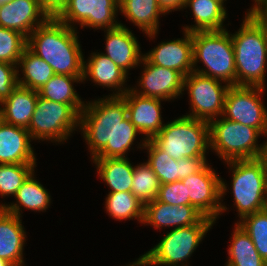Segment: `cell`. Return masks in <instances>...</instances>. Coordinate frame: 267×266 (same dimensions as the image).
Returning a JSON list of instances; mask_svg holds the SVG:
<instances>
[{
  "mask_svg": "<svg viewBox=\"0 0 267 266\" xmlns=\"http://www.w3.org/2000/svg\"><path fill=\"white\" fill-rule=\"evenodd\" d=\"M79 130L91 159L127 157L126 153L140 134L127 117L124 98L110 95L85 102Z\"/></svg>",
  "mask_w": 267,
  "mask_h": 266,
  "instance_id": "cell-1",
  "label": "cell"
},
{
  "mask_svg": "<svg viewBox=\"0 0 267 266\" xmlns=\"http://www.w3.org/2000/svg\"><path fill=\"white\" fill-rule=\"evenodd\" d=\"M76 29L50 17L27 37V47L50 65L55 74L83 77L85 57Z\"/></svg>",
  "mask_w": 267,
  "mask_h": 266,
  "instance_id": "cell-2",
  "label": "cell"
},
{
  "mask_svg": "<svg viewBox=\"0 0 267 266\" xmlns=\"http://www.w3.org/2000/svg\"><path fill=\"white\" fill-rule=\"evenodd\" d=\"M236 86L265 88L267 69V24L255 14H246L235 34Z\"/></svg>",
  "mask_w": 267,
  "mask_h": 266,
  "instance_id": "cell-3",
  "label": "cell"
},
{
  "mask_svg": "<svg viewBox=\"0 0 267 266\" xmlns=\"http://www.w3.org/2000/svg\"><path fill=\"white\" fill-rule=\"evenodd\" d=\"M227 29L191 32L193 71L236 86V67L231 33ZM203 63L204 67L196 65Z\"/></svg>",
  "mask_w": 267,
  "mask_h": 266,
  "instance_id": "cell-4",
  "label": "cell"
},
{
  "mask_svg": "<svg viewBox=\"0 0 267 266\" xmlns=\"http://www.w3.org/2000/svg\"><path fill=\"white\" fill-rule=\"evenodd\" d=\"M214 224L203 217L196 225L171 228L157 245L127 266H188L187 261Z\"/></svg>",
  "mask_w": 267,
  "mask_h": 266,
  "instance_id": "cell-5",
  "label": "cell"
},
{
  "mask_svg": "<svg viewBox=\"0 0 267 266\" xmlns=\"http://www.w3.org/2000/svg\"><path fill=\"white\" fill-rule=\"evenodd\" d=\"M151 141L176 160L206 157L207 150H210L209 122L182 115L165 123Z\"/></svg>",
  "mask_w": 267,
  "mask_h": 266,
  "instance_id": "cell-6",
  "label": "cell"
},
{
  "mask_svg": "<svg viewBox=\"0 0 267 266\" xmlns=\"http://www.w3.org/2000/svg\"><path fill=\"white\" fill-rule=\"evenodd\" d=\"M232 171L230 187L239 220L267 208V167L261 157L225 162Z\"/></svg>",
  "mask_w": 267,
  "mask_h": 266,
  "instance_id": "cell-7",
  "label": "cell"
},
{
  "mask_svg": "<svg viewBox=\"0 0 267 266\" xmlns=\"http://www.w3.org/2000/svg\"><path fill=\"white\" fill-rule=\"evenodd\" d=\"M210 150L224 162L255 159L262 156L263 143L258 145V129L220 116L209 122Z\"/></svg>",
  "mask_w": 267,
  "mask_h": 266,
  "instance_id": "cell-8",
  "label": "cell"
},
{
  "mask_svg": "<svg viewBox=\"0 0 267 266\" xmlns=\"http://www.w3.org/2000/svg\"><path fill=\"white\" fill-rule=\"evenodd\" d=\"M80 114L70 105L38 97L27 128L33 140L66 142L79 129Z\"/></svg>",
  "mask_w": 267,
  "mask_h": 266,
  "instance_id": "cell-9",
  "label": "cell"
},
{
  "mask_svg": "<svg viewBox=\"0 0 267 266\" xmlns=\"http://www.w3.org/2000/svg\"><path fill=\"white\" fill-rule=\"evenodd\" d=\"M207 164L201 171L182 179L186 205H192L204 217L214 222L227 208L223 202L228 189L226 182Z\"/></svg>",
  "mask_w": 267,
  "mask_h": 266,
  "instance_id": "cell-10",
  "label": "cell"
},
{
  "mask_svg": "<svg viewBox=\"0 0 267 266\" xmlns=\"http://www.w3.org/2000/svg\"><path fill=\"white\" fill-rule=\"evenodd\" d=\"M222 82L194 71L185 76L183 91H188L191 105V112L185 116L207 122L222 116L225 97L230 88L229 84Z\"/></svg>",
  "mask_w": 267,
  "mask_h": 266,
  "instance_id": "cell-11",
  "label": "cell"
},
{
  "mask_svg": "<svg viewBox=\"0 0 267 266\" xmlns=\"http://www.w3.org/2000/svg\"><path fill=\"white\" fill-rule=\"evenodd\" d=\"M118 11L119 0H68L55 18L71 28L79 24L81 28L107 30L120 26Z\"/></svg>",
  "mask_w": 267,
  "mask_h": 266,
  "instance_id": "cell-12",
  "label": "cell"
},
{
  "mask_svg": "<svg viewBox=\"0 0 267 266\" xmlns=\"http://www.w3.org/2000/svg\"><path fill=\"white\" fill-rule=\"evenodd\" d=\"M263 87L230 86L225 97L223 117L267 133V107Z\"/></svg>",
  "mask_w": 267,
  "mask_h": 266,
  "instance_id": "cell-13",
  "label": "cell"
},
{
  "mask_svg": "<svg viewBox=\"0 0 267 266\" xmlns=\"http://www.w3.org/2000/svg\"><path fill=\"white\" fill-rule=\"evenodd\" d=\"M140 64L143 71L137 86L141 91L137 86L130 87L135 93L164 101L174 100L183 94L184 76L180 72L151 64L144 56Z\"/></svg>",
  "mask_w": 267,
  "mask_h": 266,
  "instance_id": "cell-14",
  "label": "cell"
},
{
  "mask_svg": "<svg viewBox=\"0 0 267 266\" xmlns=\"http://www.w3.org/2000/svg\"><path fill=\"white\" fill-rule=\"evenodd\" d=\"M138 146L137 148L147 150L148 160L146 162L151 166L160 184L187 178L201 171L208 164L206 157L173 159L159 149L151 140L143 139Z\"/></svg>",
  "mask_w": 267,
  "mask_h": 266,
  "instance_id": "cell-15",
  "label": "cell"
},
{
  "mask_svg": "<svg viewBox=\"0 0 267 266\" xmlns=\"http://www.w3.org/2000/svg\"><path fill=\"white\" fill-rule=\"evenodd\" d=\"M127 106V117L145 140H151L163 128L161 101L135 93L131 88L122 95ZM145 136V137H144Z\"/></svg>",
  "mask_w": 267,
  "mask_h": 266,
  "instance_id": "cell-16",
  "label": "cell"
},
{
  "mask_svg": "<svg viewBox=\"0 0 267 266\" xmlns=\"http://www.w3.org/2000/svg\"><path fill=\"white\" fill-rule=\"evenodd\" d=\"M50 16L37 0H10L0 2V26L13 29L28 37Z\"/></svg>",
  "mask_w": 267,
  "mask_h": 266,
  "instance_id": "cell-17",
  "label": "cell"
},
{
  "mask_svg": "<svg viewBox=\"0 0 267 266\" xmlns=\"http://www.w3.org/2000/svg\"><path fill=\"white\" fill-rule=\"evenodd\" d=\"M183 38L162 41L144 54L154 65L180 72L184 77L193 72V41L191 33L183 30Z\"/></svg>",
  "mask_w": 267,
  "mask_h": 266,
  "instance_id": "cell-18",
  "label": "cell"
},
{
  "mask_svg": "<svg viewBox=\"0 0 267 266\" xmlns=\"http://www.w3.org/2000/svg\"><path fill=\"white\" fill-rule=\"evenodd\" d=\"M105 34V51L101 52L110 58L118 67L129 74V70L140 66L144 56L134 33L120 21V26L103 30Z\"/></svg>",
  "mask_w": 267,
  "mask_h": 266,
  "instance_id": "cell-19",
  "label": "cell"
},
{
  "mask_svg": "<svg viewBox=\"0 0 267 266\" xmlns=\"http://www.w3.org/2000/svg\"><path fill=\"white\" fill-rule=\"evenodd\" d=\"M204 216L192 205H170L157 199L144 205L142 224L151 225L155 229L162 227H187L196 225Z\"/></svg>",
  "mask_w": 267,
  "mask_h": 266,
  "instance_id": "cell-20",
  "label": "cell"
},
{
  "mask_svg": "<svg viewBox=\"0 0 267 266\" xmlns=\"http://www.w3.org/2000/svg\"><path fill=\"white\" fill-rule=\"evenodd\" d=\"M30 133L0 119V164H36Z\"/></svg>",
  "mask_w": 267,
  "mask_h": 266,
  "instance_id": "cell-21",
  "label": "cell"
},
{
  "mask_svg": "<svg viewBox=\"0 0 267 266\" xmlns=\"http://www.w3.org/2000/svg\"><path fill=\"white\" fill-rule=\"evenodd\" d=\"M87 79L114 90L110 96H122L130 89L125 86L128 74L101 52H93L87 61L84 59L83 82Z\"/></svg>",
  "mask_w": 267,
  "mask_h": 266,
  "instance_id": "cell-22",
  "label": "cell"
},
{
  "mask_svg": "<svg viewBox=\"0 0 267 266\" xmlns=\"http://www.w3.org/2000/svg\"><path fill=\"white\" fill-rule=\"evenodd\" d=\"M20 217L0 208V258L13 266H25L23 260L26 231Z\"/></svg>",
  "mask_w": 267,
  "mask_h": 266,
  "instance_id": "cell-23",
  "label": "cell"
},
{
  "mask_svg": "<svg viewBox=\"0 0 267 266\" xmlns=\"http://www.w3.org/2000/svg\"><path fill=\"white\" fill-rule=\"evenodd\" d=\"M38 97L37 90L17 85L12 93L0 102V119L6 123L27 129Z\"/></svg>",
  "mask_w": 267,
  "mask_h": 266,
  "instance_id": "cell-24",
  "label": "cell"
},
{
  "mask_svg": "<svg viewBox=\"0 0 267 266\" xmlns=\"http://www.w3.org/2000/svg\"><path fill=\"white\" fill-rule=\"evenodd\" d=\"M119 11L150 39L157 36L159 19L165 15L157 0H119Z\"/></svg>",
  "mask_w": 267,
  "mask_h": 266,
  "instance_id": "cell-25",
  "label": "cell"
},
{
  "mask_svg": "<svg viewBox=\"0 0 267 266\" xmlns=\"http://www.w3.org/2000/svg\"><path fill=\"white\" fill-rule=\"evenodd\" d=\"M34 174L35 171L28 176L21 188L16 192L14 196L16 202L9 205L6 203L0 204V208L20 218L22 217V208L36 212L46 211L51 204V195H49L48 189L44 188L34 177Z\"/></svg>",
  "mask_w": 267,
  "mask_h": 266,
  "instance_id": "cell-26",
  "label": "cell"
},
{
  "mask_svg": "<svg viewBox=\"0 0 267 266\" xmlns=\"http://www.w3.org/2000/svg\"><path fill=\"white\" fill-rule=\"evenodd\" d=\"M220 0H186L184 9L191 8L195 25L183 26L188 32L226 29L227 11Z\"/></svg>",
  "mask_w": 267,
  "mask_h": 266,
  "instance_id": "cell-27",
  "label": "cell"
},
{
  "mask_svg": "<svg viewBox=\"0 0 267 266\" xmlns=\"http://www.w3.org/2000/svg\"><path fill=\"white\" fill-rule=\"evenodd\" d=\"M100 178L110 187L109 193L131 192L134 165L128 157L91 160Z\"/></svg>",
  "mask_w": 267,
  "mask_h": 266,
  "instance_id": "cell-28",
  "label": "cell"
},
{
  "mask_svg": "<svg viewBox=\"0 0 267 266\" xmlns=\"http://www.w3.org/2000/svg\"><path fill=\"white\" fill-rule=\"evenodd\" d=\"M78 82H83V77L55 74L38 90V95L54 102L70 104L80 114L85 103L75 92L73 85Z\"/></svg>",
  "mask_w": 267,
  "mask_h": 266,
  "instance_id": "cell-29",
  "label": "cell"
},
{
  "mask_svg": "<svg viewBox=\"0 0 267 266\" xmlns=\"http://www.w3.org/2000/svg\"><path fill=\"white\" fill-rule=\"evenodd\" d=\"M18 68V85L31 90H39L54 75V71L42 58L34 54L28 47L20 57ZM19 68L22 72L19 74Z\"/></svg>",
  "mask_w": 267,
  "mask_h": 266,
  "instance_id": "cell-30",
  "label": "cell"
},
{
  "mask_svg": "<svg viewBox=\"0 0 267 266\" xmlns=\"http://www.w3.org/2000/svg\"><path fill=\"white\" fill-rule=\"evenodd\" d=\"M231 235L225 266H267V262L259 255L248 233L238 223H235Z\"/></svg>",
  "mask_w": 267,
  "mask_h": 266,
  "instance_id": "cell-31",
  "label": "cell"
},
{
  "mask_svg": "<svg viewBox=\"0 0 267 266\" xmlns=\"http://www.w3.org/2000/svg\"><path fill=\"white\" fill-rule=\"evenodd\" d=\"M105 209L115 220L137 219L139 223H143L144 205L131 192L108 193L105 198Z\"/></svg>",
  "mask_w": 267,
  "mask_h": 266,
  "instance_id": "cell-32",
  "label": "cell"
},
{
  "mask_svg": "<svg viewBox=\"0 0 267 266\" xmlns=\"http://www.w3.org/2000/svg\"><path fill=\"white\" fill-rule=\"evenodd\" d=\"M160 182L147 162L137 164L133 171L131 193L145 205L158 197Z\"/></svg>",
  "mask_w": 267,
  "mask_h": 266,
  "instance_id": "cell-33",
  "label": "cell"
},
{
  "mask_svg": "<svg viewBox=\"0 0 267 266\" xmlns=\"http://www.w3.org/2000/svg\"><path fill=\"white\" fill-rule=\"evenodd\" d=\"M237 223L248 233L259 255L267 262V208L248 214Z\"/></svg>",
  "mask_w": 267,
  "mask_h": 266,
  "instance_id": "cell-34",
  "label": "cell"
},
{
  "mask_svg": "<svg viewBox=\"0 0 267 266\" xmlns=\"http://www.w3.org/2000/svg\"><path fill=\"white\" fill-rule=\"evenodd\" d=\"M37 164H0V196H15Z\"/></svg>",
  "mask_w": 267,
  "mask_h": 266,
  "instance_id": "cell-35",
  "label": "cell"
},
{
  "mask_svg": "<svg viewBox=\"0 0 267 266\" xmlns=\"http://www.w3.org/2000/svg\"><path fill=\"white\" fill-rule=\"evenodd\" d=\"M26 47V36L16 30L0 26V62L17 66Z\"/></svg>",
  "mask_w": 267,
  "mask_h": 266,
  "instance_id": "cell-36",
  "label": "cell"
},
{
  "mask_svg": "<svg viewBox=\"0 0 267 266\" xmlns=\"http://www.w3.org/2000/svg\"><path fill=\"white\" fill-rule=\"evenodd\" d=\"M160 202L174 205H186V191L182 180L160 184L158 197Z\"/></svg>",
  "mask_w": 267,
  "mask_h": 266,
  "instance_id": "cell-37",
  "label": "cell"
},
{
  "mask_svg": "<svg viewBox=\"0 0 267 266\" xmlns=\"http://www.w3.org/2000/svg\"><path fill=\"white\" fill-rule=\"evenodd\" d=\"M18 85V68L14 64L0 62V102Z\"/></svg>",
  "mask_w": 267,
  "mask_h": 266,
  "instance_id": "cell-38",
  "label": "cell"
},
{
  "mask_svg": "<svg viewBox=\"0 0 267 266\" xmlns=\"http://www.w3.org/2000/svg\"><path fill=\"white\" fill-rule=\"evenodd\" d=\"M50 17H55L68 0H37Z\"/></svg>",
  "mask_w": 267,
  "mask_h": 266,
  "instance_id": "cell-39",
  "label": "cell"
},
{
  "mask_svg": "<svg viewBox=\"0 0 267 266\" xmlns=\"http://www.w3.org/2000/svg\"><path fill=\"white\" fill-rule=\"evenodd\" d=\"M157 3L163 13L166 15L174 10H183L186 0H157Z\"/></svg>",
  "mask_w": 267,
  "mask_h": 266,
  "instance_id": "cell-40",
  "label": "cell"
},
{
  "mask_svg": "<svg viewBox=\"0 0 267 266\" xmlns=\"http://www.w3.org/2000/svg\"><path fill=\"white\" fill-rule=\"evenodd\" d=\"M266 0H254V4L250 9H247L249 11L246 12V14H256L264 5Z\"/></svg>",
  "mask_w": 267,
  "mask_h": 266,
  "instance_id": "cell-41",
  "label": "cell"
},
{
  "mask_svg": "<svg viewBox=\"0 0 267 266\" xmlns=\"http://www.w3.org/2000/svg\"><path fill=\"white\" fill-rule=\"evenodd\" d=\"M266 136H267V133L264 135V137H266ZM261 158L263 159V161L267 167V140L264 141V143H263V153H262Z\"/></svg>",
  "mask_w": 267,
  "mask_h": 266,
  "instance_id": "cell-42",
  "label": "cell"
},
{
  "mask_svg": "<svg viewBox=\"0 0 267 266\" xmlns=\"http://www.w3.org/2000/svg\"><path fill=\"white\" fill-rule=\"evenodd\" d=\"M255 15L261 18L267 24V13H256Z\"/></svg>",
  "mask_w": 267,
  "mask_h": 266,
  "instance_id": "cell-43",
  "label": "cell"
},
{
  "mask_svg": "<svg viewBox=\"0 0 267 266\" xmlns=\"http://www.w3.org/2000/svg\"><path fill=\"white\" fill-rule=\"evenodd\" d=\"M0 266H13L10 262L0 258Z\"/></svg>",
  "mask_w": 267,
  "mask_h": 266,
  "instance_id": "cell-44",
  "label": "cell"
},
{
  "mask_svg": "<svg viewBox=\"0 0 267 266\" xmlns=\"http://www.w3.org/2000/svg\"><path fill=\"white\" fill-rule=\"evenodd\" d=\"M257 13H267V0L265 1L264 5Z\"/></svg>",
  "mask_w": 267,
  "mask_h": 266,
  "instance_id": "cell-45",
  "label": "cell"
}]
</instances>
